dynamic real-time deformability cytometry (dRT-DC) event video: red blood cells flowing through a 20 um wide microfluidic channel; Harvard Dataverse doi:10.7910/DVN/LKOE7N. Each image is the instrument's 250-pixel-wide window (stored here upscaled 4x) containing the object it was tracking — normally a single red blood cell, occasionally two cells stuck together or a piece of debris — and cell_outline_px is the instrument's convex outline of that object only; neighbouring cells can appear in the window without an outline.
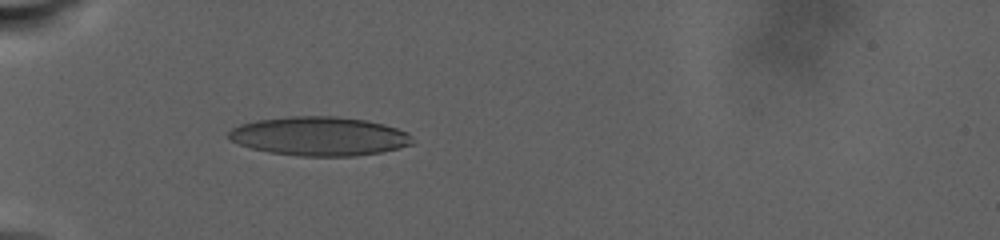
{"species": "human", "species_latin": "Homo sapiens", "temperature_condition": "warm", "stored_images_in_passage": 51, "camera_frame_rate_fps": 3000, "um_per_image_px": 0.085, "donor": {"sex": "male"}, "frame": {"image": 1, "passage_image": 13, "time_ms": 9.333, "image_size_px": [1000, 240], "cell_outline_px": [[412, 144], [400, 148], [380, 152], [356, 156], [300, 156], [268, 152], [252, 148], [228, 140], [228, 132], [232, 128], [240, 124], [256, 120], [288, 116], [336, 116], [368, 120], [384, 124], [408, 132], [412, 136]], "centroid_in_image_um": [27.14, 11.57], "position_along_channel_um": 57.9, "area_um2": 41.96}}
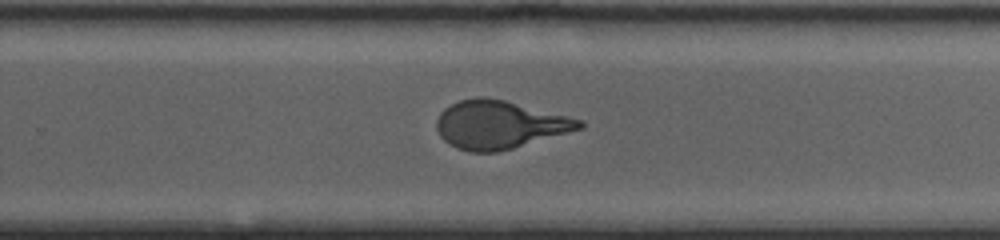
{"frame": {"image": 2, "passage_image": 34, "time_ms": 19.667, "image_size_px": [1000, 240], "cell_outline_px": [[584, 128], [512, 148], [496, 152], [468, 152], [456, 148], [448, 144], [440, 136], [436, 128], [436, 120], [440, 112], [444, 108], [460, 100], [480, 96], [484, 96], [504, 100], [584, 120]], "centroid_in_image_um": [42.43, 10.6], "position_along_channel_um": 287.4, "area_um2": 40.0}}
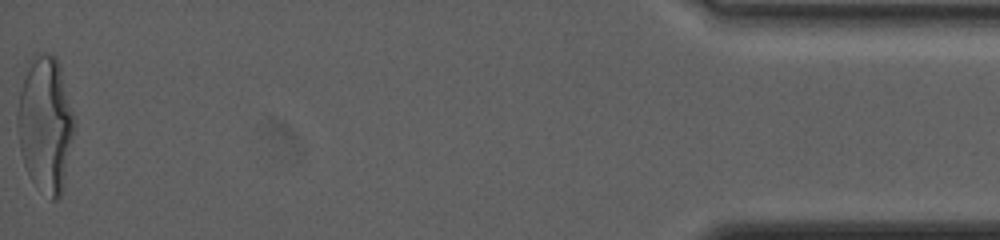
{"frame": {"image": 3, "passage_image": 51, "time_ms": 29.0, "image_size_px": [1000, 240], "cell_outline_px": [[76, 124], [60, 196], [56, 200], [52, 200], [32, 180], [24, 164], [20, 152], [16, 120], [16, 116], [20, 92], [32, 56], [44, 52], [56, 56], [60, 64], [76, 120]], "centroid_in_image_um": [3.87, 10.52], "position_along_channel_um": 431.3, "area_um2": 44.74}, "authors_computed_cell_mechanics": {"area_um2": 40.5178, "velocity_mm_per_s": 2.3972, "shape_relaxation_time_tau1_ms": 8.4604, "shape_relaxation_time_tau2_ms": null, "deformation_change_tau1": 0.2546, "deformation_change_tau2": null}}